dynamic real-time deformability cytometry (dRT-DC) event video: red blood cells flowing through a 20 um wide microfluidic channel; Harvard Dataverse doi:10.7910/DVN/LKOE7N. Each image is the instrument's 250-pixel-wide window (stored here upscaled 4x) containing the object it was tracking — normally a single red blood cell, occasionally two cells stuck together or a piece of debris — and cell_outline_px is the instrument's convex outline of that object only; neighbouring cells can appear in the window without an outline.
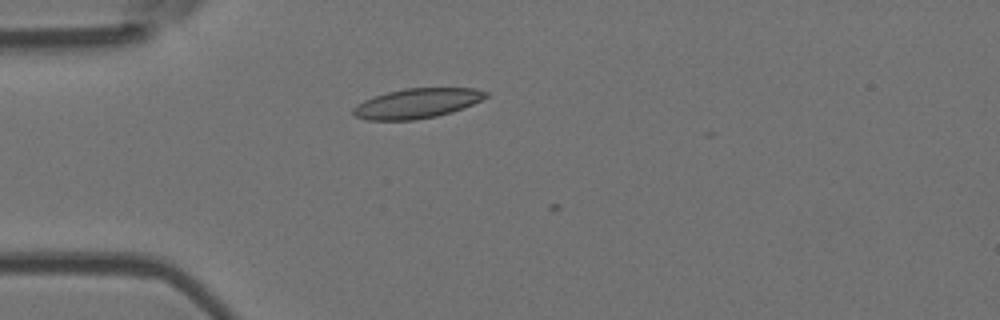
{"species": "Egyptian fruit bat (a non-hibernating species)", "species_latin": "Rousettus aegyptiacus", "temperature_condition": "room temperature", "stored_images_in_passage": 5, "camera_frame_rate_fps": 3000, "um_per_image_px": 0.085, "animal": {"sex": "female"}, "frame": {"image": 1, "passage_image": 1, "time_ms": 0.0, "image_size_px": [1000, 320], "cell_outline_px": [[488, 96], [472, 104], [452, 112], [436, 116], [416, 120], [368, 120], [356, 116], [352, 112], [352, 108], [356, 104], [364, 100], [388, 92], [404, 88], [476, 88], [488, 92]], "centroid_in_image_um": [35.44, 8.78], "position_along_channel_um": 49.6, "area_um2": 22.95}}